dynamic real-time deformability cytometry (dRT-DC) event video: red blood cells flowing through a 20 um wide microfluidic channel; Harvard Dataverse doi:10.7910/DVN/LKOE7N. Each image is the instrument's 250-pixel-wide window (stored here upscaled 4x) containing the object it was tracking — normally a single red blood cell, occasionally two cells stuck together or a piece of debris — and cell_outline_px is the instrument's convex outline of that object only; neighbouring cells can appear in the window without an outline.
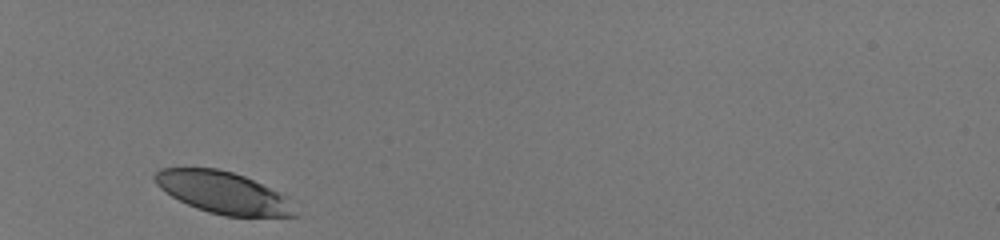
{"species": "human", "species_latin": "Homo sapiens", "temperature_condition": "room temperature", "stored_images_in_passage": 28, "camera_frame_rate_fps": 3000, "um_per_image_px": 0.085, "donor": {"sex": "male"}, "frame": {"image": 1, "passage_image": 1, "time_ms": 0.0, "image_size_px": [1000, 240], "cell_outline_px": [[300, 216], [224, 216], [208, 212], [196, 208], [172, 196], [160, 188], [156, 184], [152, 176], [160, 168], [216, 168], [232, 172], [244, 176], [276, 192]], "centroid_in_image_um": [18.85, 16.36], "position_along_channel_um": 66.1, "area_um2": 33.23}}
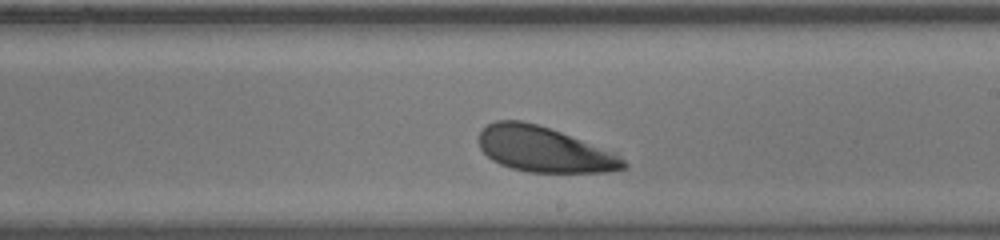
{"frame": {"image": 2, "passage_image": 16, "time_ms": 5.0, "image_size_px": [1000, 240], "cell_outline_px": [[628, 168], [608, 172], [528, 172], [512, 168], [500, 164], [492, 160], [480, 148], [480, 132], [488, 124], [496, 120], [520, 120], [536, 124], [560, 132], [616, 152], [628, 164]], "centroid_in_image_um": [46.29, 12.71], "position_along_channel_um": 242.7, "area_um2": 38.03}}
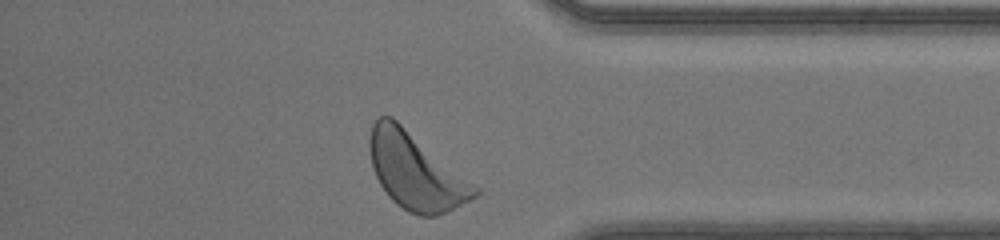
{"frame": {"image": 3, "passage_image": 28, "time_ms": 9.0, "image_size_px": [1000, 240], "cell_outline_px": [[484, 192], [436, 216], [420, 216], [408, 212], [396, 204], [388, 196], [380, 184], [372, 168], [368, 144], [368, 140], [372, 124], [380, 116], [392, 116], [480, 188]], "centroid_in_image_um": [35.31, 14.55], "position_along_channel_um": 399.9, "area_um2": 46.59}, "authors_computed_cell_mechanics": {"area_um2": 38.9572, "velocity_mm_per_s": 4.0508, "shape_relaxation_time_tau1_ms": 2.2985, "shape_relaxation_time_tau2_ms": 7.895, "deformation_change_tau1": 0.1368, "deformation_change_tau2": 0.2037}}